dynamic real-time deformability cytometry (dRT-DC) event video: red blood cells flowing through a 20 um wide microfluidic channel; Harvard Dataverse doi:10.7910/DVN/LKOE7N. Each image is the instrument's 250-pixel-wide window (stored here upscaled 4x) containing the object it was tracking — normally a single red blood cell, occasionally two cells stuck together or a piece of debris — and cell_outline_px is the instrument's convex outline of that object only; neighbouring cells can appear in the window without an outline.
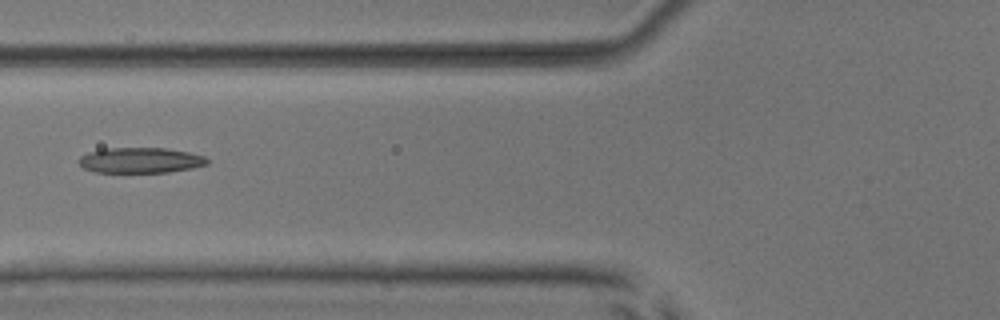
{"species": "common noctule bat (a hibernating species)", "species_latin": "Nyctalus noctula", "temperature_condition": "room temperature", "stored_images_in_passage": 5, "camera_frame_rate_fps": 3000, "um_per_image_px": 0.085, "animal": {"sex": "male", "body_mass_g": 17.9, "forearm_length_mm": 54.2}, "frame": {"image": 1, "passage_image": 3, "time_ms": 2.667, "image_size_px": [1000, 320], "cell_outline_px": [[208, 164], [192, 168], [168, 172], [96, 172], [84, 168], [76, 160], [80, 156], [88, 152], [104, 148], [164, 148], [188, 152], [204, 156], [208, 160]], "centroid_in_image_um": [11.91, 13.62], "position_along_channel_um": 113.9, "area_um2": 19.02}}
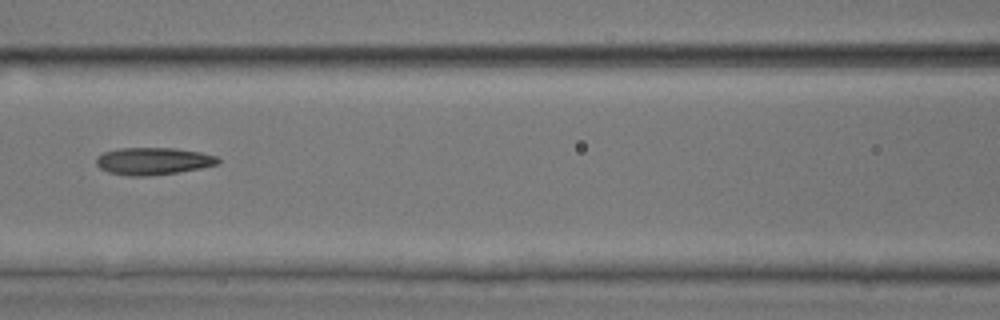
{"frame": {"image": 2, "passage_image": 4, "time_ms": 3.667, "image_size_px": [1000, 320], "cell_outline_px": [[220, 164], [200, 168], [176, 172], [148, 176], [128, 176], [108, 172], [100, 168], [96, 164], [96, 156], [104, 152], [120, 148], [176, 148], [200, 152], [216, 156], [220, 160]], "centroid_in_image_um": [13.01, 13.69], "position_along_channel_um": 153.6, "area_um2": 19.36}}